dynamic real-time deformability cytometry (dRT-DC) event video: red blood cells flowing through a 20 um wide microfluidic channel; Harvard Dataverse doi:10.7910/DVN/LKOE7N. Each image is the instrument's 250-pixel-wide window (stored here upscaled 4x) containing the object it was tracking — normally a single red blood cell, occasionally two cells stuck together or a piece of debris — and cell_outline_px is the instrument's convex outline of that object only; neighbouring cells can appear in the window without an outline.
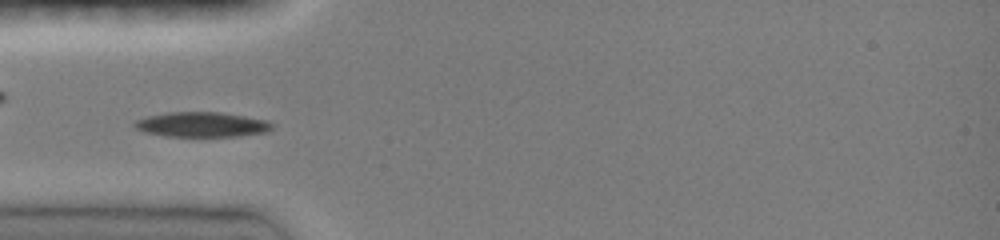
{"species": "common noctule bat (a hibernating species)", "species_latin": "Nyctalus noctula", "temperature_condition": "room temperature", "stored_images_in_passage": 44, "camera_frame_rate_fps": 3000, "um_per_image_px": 0.085, "animal": {"sex": "female", "body_mass_g": 19.0, "forearm_length_mm": 51.5}, "frame": {"image": 1, "passage_image": 13, "time_ms": 4.0, "image_size_px": [1000, 240], "cell_outline_px": [[276, 124], [268, 132], [240, 136], [164, 136], [144, 132], [136, 128], [132, 124], [136, 120], [148, 116], [168, 112], [220, 112], [268, 120]], "centroid_in_image_um": [17.19, 10.58], "position_along_channel_um": 67.8, "area_um2": 20.11}, "authors_computed_cell_mechanics": {"area_um2": 18.6694, "velocity_mm_per_s": 3.9958, "shape_relaxation_time_tau1_ms": 1.6378, "shape_relaxation_time_tau2_ms": null, "deformation_change_tau1": 0.1227, "deformation_change_tau2": null}}